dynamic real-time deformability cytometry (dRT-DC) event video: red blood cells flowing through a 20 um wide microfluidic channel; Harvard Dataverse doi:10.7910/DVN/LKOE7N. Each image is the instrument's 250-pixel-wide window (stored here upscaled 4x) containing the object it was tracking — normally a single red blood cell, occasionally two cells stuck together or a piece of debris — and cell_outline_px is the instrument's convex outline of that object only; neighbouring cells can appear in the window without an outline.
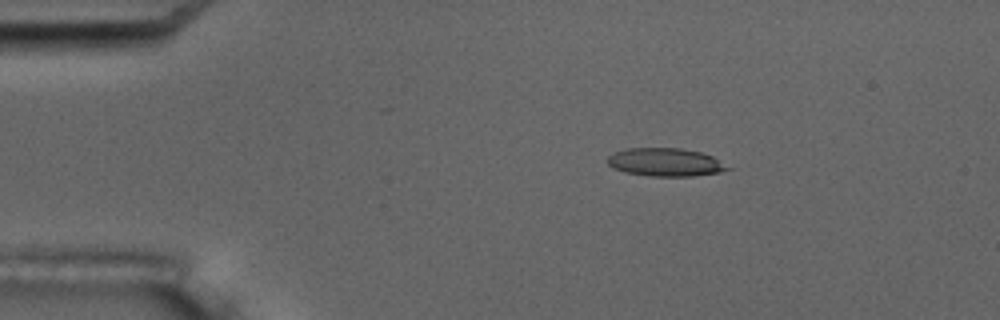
{"species": "common noctule bat (a hibernating species)", "species_latin": "Nyctalus noctula", "temperature_condition": "room temperature", "stored_images_in_passage": 6, "camera_frame_rate_fps": 3000, "um_per_image_px": 0.085, "animal": {"sex": "male", "body_mass_g": 17.5, "forearm_length_mm": 52.3}, "frame": {"image": 1, "passage_image": 4, "time_ms": 3.333, "image_size_px": [1000, 320], "cell_outline_px": [[732, 168], [720, 172], [696, 176], [652, 176], [624, 172], [612, 168], [608, 164], [608, 156], [612, 152], [624, 148], [680, 148], [700, 152], [712, 156]], "centroid_in_image_um": [56.53, 13.78], "position_along_channel_um": 28.5, "area_um2": 19.83}}